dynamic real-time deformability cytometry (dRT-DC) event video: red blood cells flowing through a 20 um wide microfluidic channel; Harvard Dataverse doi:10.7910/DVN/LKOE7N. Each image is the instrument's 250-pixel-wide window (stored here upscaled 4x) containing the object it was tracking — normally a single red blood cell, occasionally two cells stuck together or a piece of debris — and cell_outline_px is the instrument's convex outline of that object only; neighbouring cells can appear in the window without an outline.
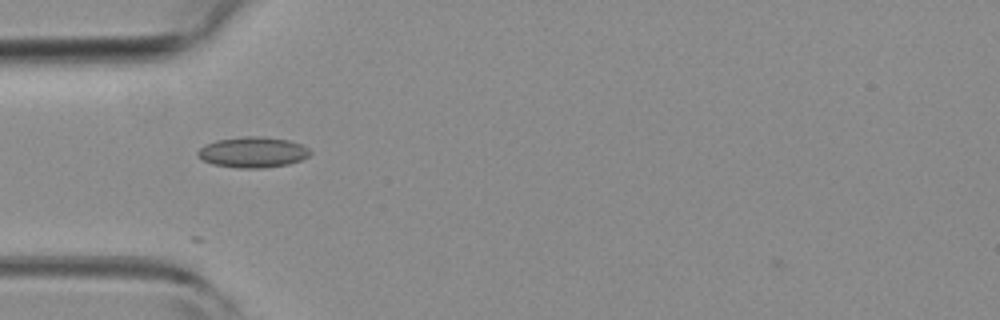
{"species": "common noctule bat (a hibernating species)", "species_latin": "Nyctalus noctula", "temperature_condition": "room temperature", "stored_images_in_passage": 8, "camera_frame_rate_fps": 3000, "um_per_image_px": 0.085, "animal": {"sex": "female", "body_mass_g": 19.3, "forearm_length_mm": 54.1}, "frame": {"image": 1, "passage_image": 1, "time_ms": 0.0, "image_size_px": [1000, 320], "cell_outline_px": [[312, 152], [308, 156], [300, 160], [288, 164], [260, 168], [240, 168], [212, 164], [196, 156], [196, 152], [204, 144], [216, 140], [244, 136], [264, 136], [288, 140], [300, 144], [308, 148]], "centroid_in_image_um": [21.46, 12.93], "position_along_channel_um": 63.5, "area_um2": 20.11}}
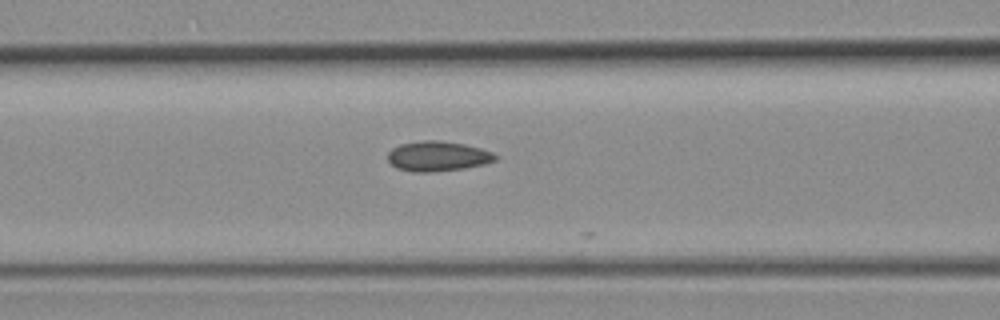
{"frame": {"image": 2, "passage_image": 6, "time_ms": 1.667, "image_size_px": [1000, 320], "cell_outline_px": [[496, 160], [484, 164], [464, 168], [432, 172], [412, 172], [396, 168], [388, 160], [388, 152], [392, 148], [400, 144], [424, 140], [440, 140], [464, 144], [480, 148], [492, 152], [496, 156]], "centroid_in_image_um": [37.18, 13.28], "position_along_channel_um": 129.4, "area_um2": 18.79}}